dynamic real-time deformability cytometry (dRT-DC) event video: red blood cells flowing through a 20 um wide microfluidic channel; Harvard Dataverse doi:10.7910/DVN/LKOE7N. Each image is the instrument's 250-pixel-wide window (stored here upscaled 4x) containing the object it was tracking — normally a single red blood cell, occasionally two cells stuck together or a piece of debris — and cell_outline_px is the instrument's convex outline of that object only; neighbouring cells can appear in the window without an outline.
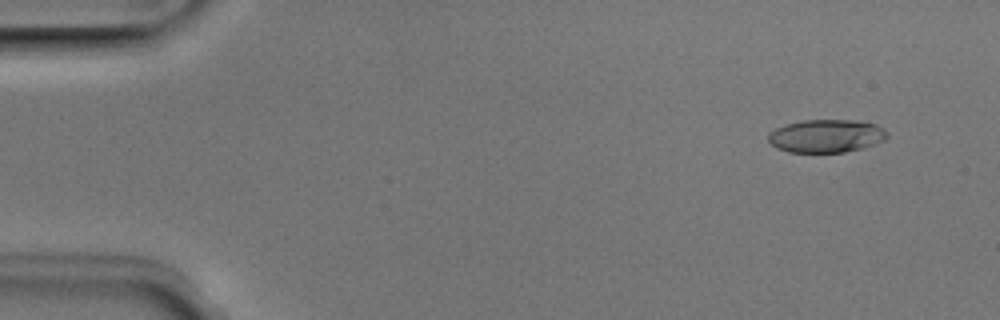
{"species": "Egyptian fruit bat (a non-hibernating species)", "species_latin": "Rousettus aegyptiacus", "temperature_condition": "room temperature", "stored_images_in_passage": 4, "camera_frame_rate_fps": 3000, "um_per_image_px": 0.085, "animal": {"sex": "male"}, "frame": {"image": 1, "passage_image": 1, "time_ms": 0.0, "image_size_px": [1000, 320], "cell_outline_px": [[888, 136], [884, 140], [860, 148], [844, 152], [788, 152], [776, 148], [768, 140], [768, 132], [776, 128], [788, 124], [804, 120], [856, 120], [876, 124], [884, 128], [888, 132]], "centroid_in_image_um": [70.23, 11.55], "position_along_channel_um": 14.8, "area_um2": 22.83}}
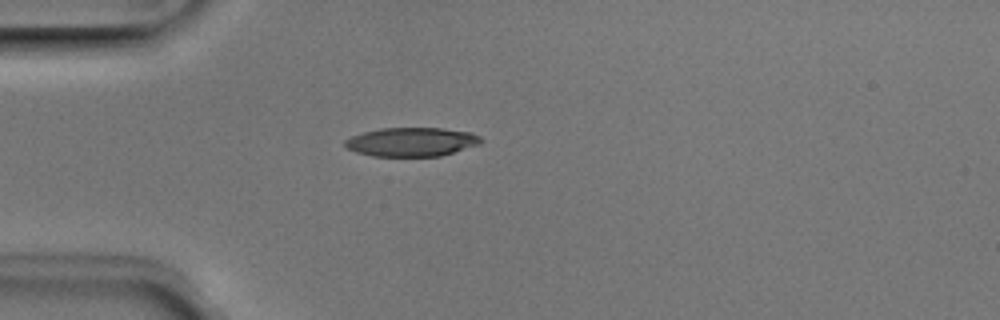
{"frame": {"image": 2, "passage_image": 4, "time_ms": 1.0, "image_size_px": [1000, 320], "cell_outline_px": [[484, 140], [480, 144], [440, 156], [372, 156], [356, 152], [348, 148], [344, 144], [344, 140], [352, 136], [364, 132], [380, 128], [440, 128], [472, 132], [480, 136]], "centroid_in_image_um": [35.0, 12.06], "position_along_channel_um": 50.0, "area_um2": 22.89}}